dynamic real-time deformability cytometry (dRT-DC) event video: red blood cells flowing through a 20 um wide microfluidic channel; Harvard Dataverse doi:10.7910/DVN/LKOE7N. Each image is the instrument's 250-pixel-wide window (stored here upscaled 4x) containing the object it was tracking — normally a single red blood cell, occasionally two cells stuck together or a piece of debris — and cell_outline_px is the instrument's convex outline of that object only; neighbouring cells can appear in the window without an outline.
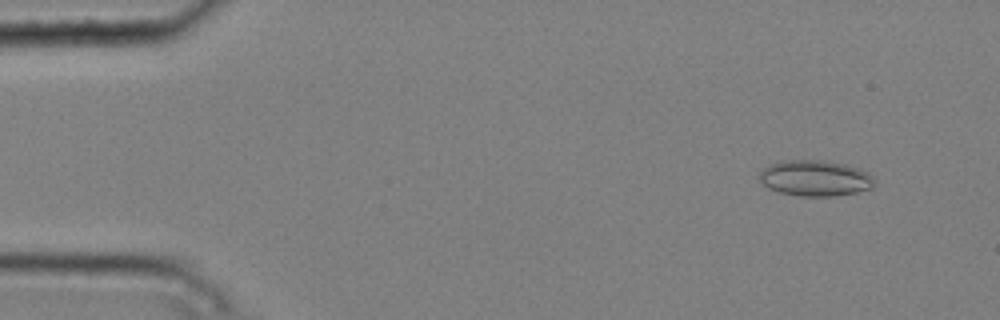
{"species": "common noctule bat (a hibernating species)", "species_latin": "Nyctalus noctula", "temperature_condition": "cold", "stored_images_in_passage": 4, "camera_frame_rate_fps": 3000, "um_per_image_px": 0.085, "animal": {"sex": "male", "body_mass_g": 20.4}, "frame": {"image": 1, "passage_image": 1, "time_ms": 0.0, "image_size_px": [1000, 320], "cell_outline_px": [[876, 184], [872, 188], [856, 192], [836, 196], [800, 196], [780, 192], [768, 188], [760, 180], [760, 172], [764, 168], [780, 160], [824, 160], [844, 164], [860, 168], [868, 172], [876, 180]], "centroid_in_image_um": [69.33, 15.14], "position_along_channel_um": 15.7, "area_um2": 24.16}}